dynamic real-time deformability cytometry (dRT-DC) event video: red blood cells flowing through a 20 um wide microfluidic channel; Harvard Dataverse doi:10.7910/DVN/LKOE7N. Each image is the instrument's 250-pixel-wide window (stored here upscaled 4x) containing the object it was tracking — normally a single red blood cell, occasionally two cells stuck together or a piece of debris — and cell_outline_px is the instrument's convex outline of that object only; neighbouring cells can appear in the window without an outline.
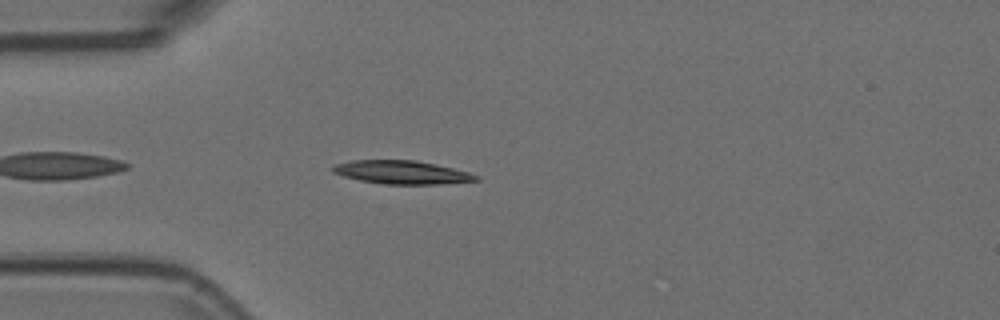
{"species": "Egyptian fruit bat (a non-hibernating species)", "species_latin": "Rousettus aegyptiacus", "temperature_condition": "room temperature", "stored_images_in_passage": 43, "camera_frame_rate_fps": 3000, "um_per_image_px": 0.085, "animal": {"sex": "female"}, "frame": {"image": 1, "passage_image": 4, "time_ms": 1.0, "image_size_px": [1000, 320], "cell_outline_px": [[480, 180], [440, 184], [388, 184], [360, 180], [344, 176], [332, 172], [332, 168], [336, 164], [352, 160], [416, 160], [452, 168], [468, 172], [480, 176]], "centroid_in_image_um": [34.17, 14.64], "position_along_channel_um": 50.8, "area_um2": 19.31}}
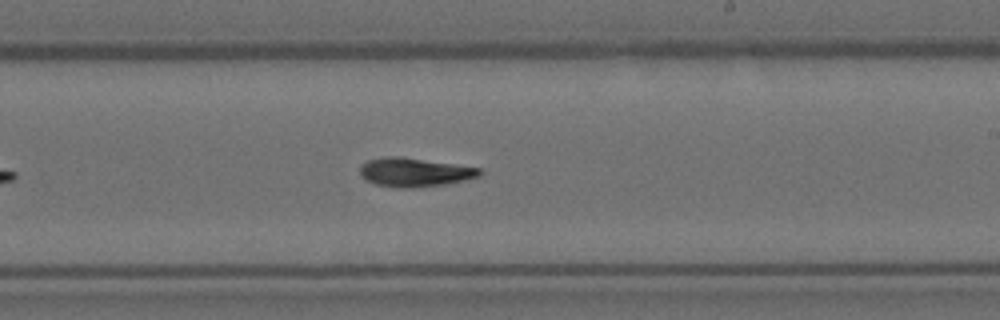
{"frame": {"image": 2, "passage_image": 21, "time_ms": 6.667, "image_size_px": [1000, 320], "cell_outline_px": [[484, 172], [480, 176], [448, 184], [412, 188], [396, 188], [376, 184], [364, 180], [360, 176], [360, 168], [368, 160], [384, 156], [400, 156], [480, 168]], "centroid_in_image_um": [35.23, 14.65], "position_along_channel_um": 253.8, "area_um2": 20.23}}
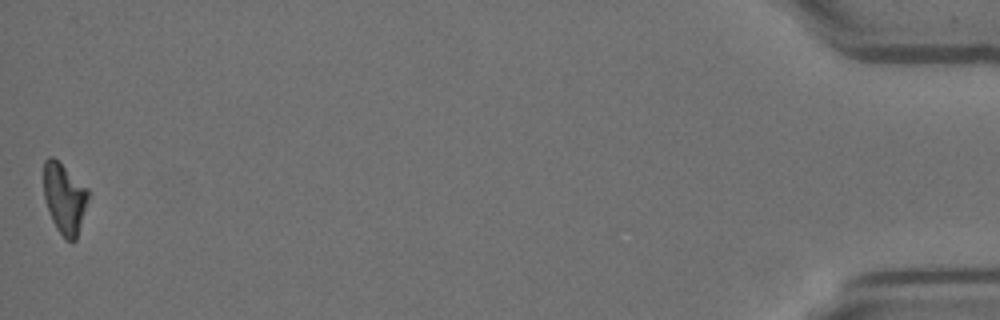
{"frame": {"image": 3, "passage_image": 43, "time_ms": 14.0, "image_size_px": [1000, 320], "cell_outline_px": [[88, 196], [76, 240], [72, 244], [64, 240], [56, 228], [52, 220], [44, 196], [44, 160], [48, 156], [52, 156], [88, 188]], "centroid_in_image_um": [5.46, 16.89], "position_along_channel_um": 429.7, "area_um2": 18.09}, "authors_computed_cell_mechanics": {"area_um2": 19.1318, "velocity_mm_per_s": 3.7375, "shape_relaxation_time_tau1_ms": 7.1128, "shape_relaxation_time_tau2_ms": null, "deformation_change_tau1": 0.212, "deformation_change_tau2": null}}